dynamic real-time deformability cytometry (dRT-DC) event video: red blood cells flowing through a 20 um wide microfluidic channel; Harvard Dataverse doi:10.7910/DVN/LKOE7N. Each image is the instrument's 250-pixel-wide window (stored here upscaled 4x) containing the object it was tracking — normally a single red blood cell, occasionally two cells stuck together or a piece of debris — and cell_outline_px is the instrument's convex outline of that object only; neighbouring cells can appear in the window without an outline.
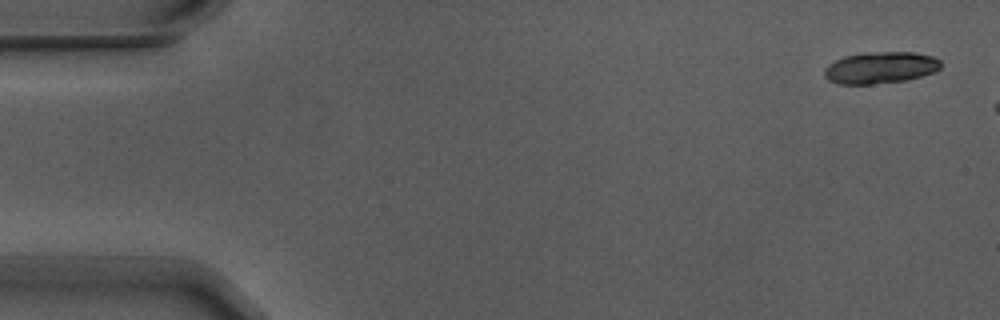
{"species": "Egyptian fruit bat (a non-hibernating species)", "species_latin": "Rousettus aegyptiacus", "temperature_condition": "warm", "stored_images_in_passage": 6, "camera_frame_rate_fps": 3000, "um_per_image_px": 0.085, "animal": {"sex": "male"}, "frame": {"image": 1, "passage_image": 1, "time_ms": 0.0, "image_size_px": [1000, 320], "cell_outline_px": [[940, 68], [936, 72], [904, 80], [872, 84], [840, 84], [828, 80], [824, 76], [824, 68], [828, 64], [844, 56], [864, 52], [916, 52], [932, 56], [940, 60]], "centroid_in_image_um": [74.82, 5.74], "position_along_channel_um": 10.2, "area_um2": 21.56}}